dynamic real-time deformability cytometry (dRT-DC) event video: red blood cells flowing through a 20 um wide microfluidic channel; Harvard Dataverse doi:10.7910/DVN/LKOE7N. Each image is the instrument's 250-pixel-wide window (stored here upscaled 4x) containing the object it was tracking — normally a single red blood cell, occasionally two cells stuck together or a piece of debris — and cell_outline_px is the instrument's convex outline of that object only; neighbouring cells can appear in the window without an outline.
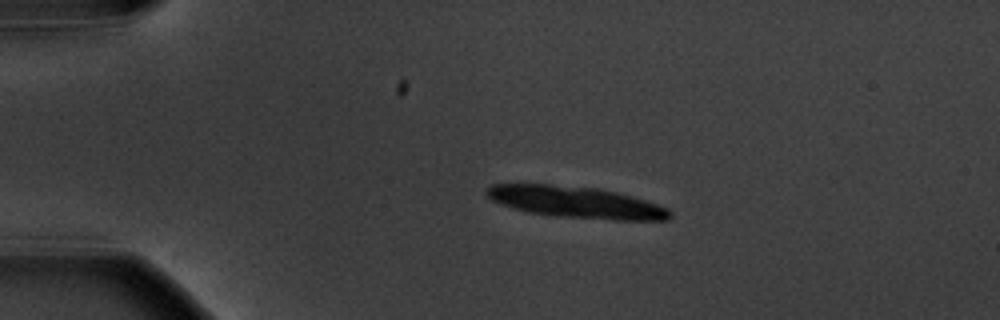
{"species": "common noctule bat (a hibernating species)", "species_latin": "Nyctalus noctula", "temperature_condition": "warm", "stored_images_in_passage": 4, "segment_of_instrument_passage": [1, 2], "camera_frame_rate_fps": 3000, "um_per_image_px": 0.085, "animal": {"sex": "male", "body_mass_g": 20.1, "forearm_length_mm": 53.5}, "frame": {"image": 1, "passage_image": 1, "time_ms": 0.0, "image_size_px": [1000, 320], "cell_outline_px": [[672, 216], [668, 220], [616, 220], [556, 216], [528, 212], [512, 208], [500, 204], [492, 200], [484, 192], [492, 184], [552, 184], [600, 188], [632, 196], [668, 208], [672, 212]], "centroid_in_image_um": [48.96, 17.18], "position_along_channel_um": 36.0, "area_um2": 33.76}}